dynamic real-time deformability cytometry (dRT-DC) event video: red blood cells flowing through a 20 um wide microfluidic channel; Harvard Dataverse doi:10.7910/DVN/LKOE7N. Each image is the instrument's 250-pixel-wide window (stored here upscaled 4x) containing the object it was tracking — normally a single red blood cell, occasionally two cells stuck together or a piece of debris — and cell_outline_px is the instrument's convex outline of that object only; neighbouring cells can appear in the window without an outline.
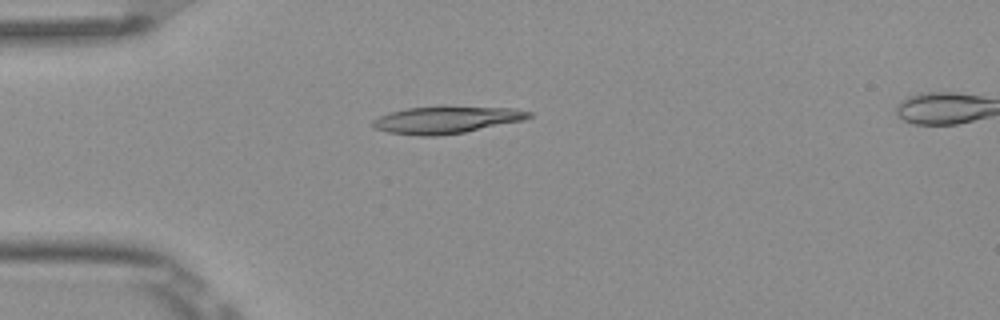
{"species": "Egyptian fruit bat (a non-hibernating species)", "species_latin": "Rousettus aegyptiacus", "temperature_condition": "room temperature", "stored_images_in_passage": 4, "camera_frame_rate_fps": 3000, "um_per_image_px": 0.085, "frame": {"image": 1, "passage_image": 4, "time_ms": 1.0, "image_size_px": [1000, 320], "cell_outline_px": [[532, 116], [524, 120], [464, 132], [436, 136], [420, 136], [388, 132], [376, 128], [372, 124], [372, 120], [380, 116], [392, 112], [408, 108], [516, 108], [532, 112]], "centroid_in_image_um": [37.95, 10.21], "position_along_channel_um": 47.0, "area_um2": 23.76}}